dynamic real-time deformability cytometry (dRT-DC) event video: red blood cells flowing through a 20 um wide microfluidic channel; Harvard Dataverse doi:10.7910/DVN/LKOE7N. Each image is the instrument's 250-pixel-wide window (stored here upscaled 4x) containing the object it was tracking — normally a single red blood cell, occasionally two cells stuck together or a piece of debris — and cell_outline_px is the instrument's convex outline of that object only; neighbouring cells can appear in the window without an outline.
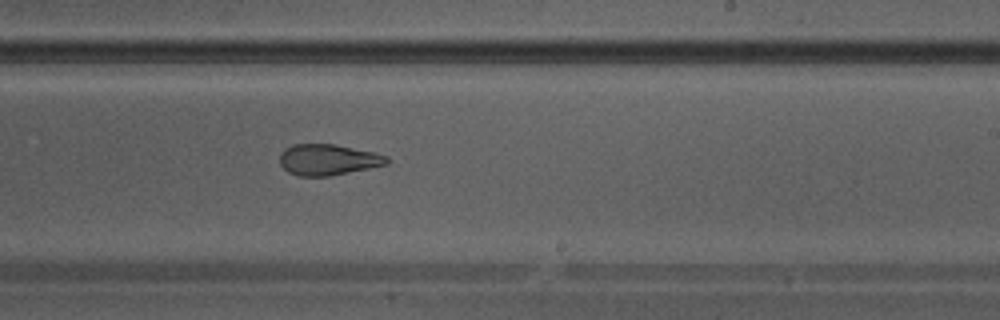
{"species": "Egyptian fruit bat (a non-hibernating species)", "species_latin": "Rousettus aegyptiacus", "temperature_condition": "warm", "stored_images_in_passage": 27, "camera_frame_rate_fps": 3000, "um_per_image_px": 0.085, "animal": {"sex": "male"}, "frame": {"image": 1, "passage_image": 12, "time_ms": 3.667, "image_size_px": [1000, 320], "cell_outline_px": [[388, 164], [328, 176], [300, 176], [288, 172], [280, 164], [280, 152], [284, 148], [292, 144], [336, 144], [376, 152], [388, 156]], "centroid_in_image_um": [27.87, 13.55], "position_along_channel_um": 261.1, "area_um2": 19.42}}